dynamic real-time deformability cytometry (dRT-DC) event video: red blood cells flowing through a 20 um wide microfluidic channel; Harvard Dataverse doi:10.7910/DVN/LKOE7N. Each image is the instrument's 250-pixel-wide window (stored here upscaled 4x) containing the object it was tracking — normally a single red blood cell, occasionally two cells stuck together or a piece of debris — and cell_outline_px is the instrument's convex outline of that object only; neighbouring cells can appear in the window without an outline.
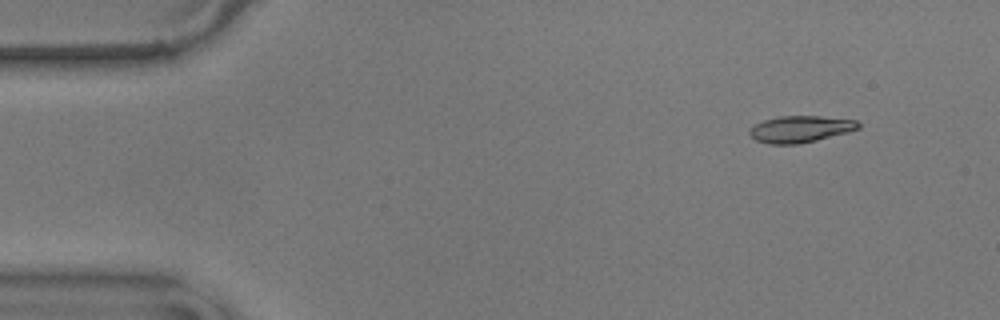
{"species": "common noctule bat (a hibernating species)", "species_latin": "Nyctalus noctula", "temperature_condition": "warm", "stored_images_in_passage": 45, "camera_frame_rate_fps": 3000, "um_per_image_px": 0.085, "animal": {"sex": "male", "body_mass_g": 17.9}, "frame": {"image": 1, "passage_image": 1, "time_ms": 0.0, "image_size_px": [1000, 320], "cell_outline_px": [[860, 128], [848, 132], [816, 140], [796, 144], [768, 144], [756, 140], [748, 132], [756, 124], [764, 120], [780, 116], [820, 116], [856, 120], [860, 124]], "centroid_in_image_um": [68.05, 10.97], "position_along_channel_um": 17.0, "area_um2": 16.7}}
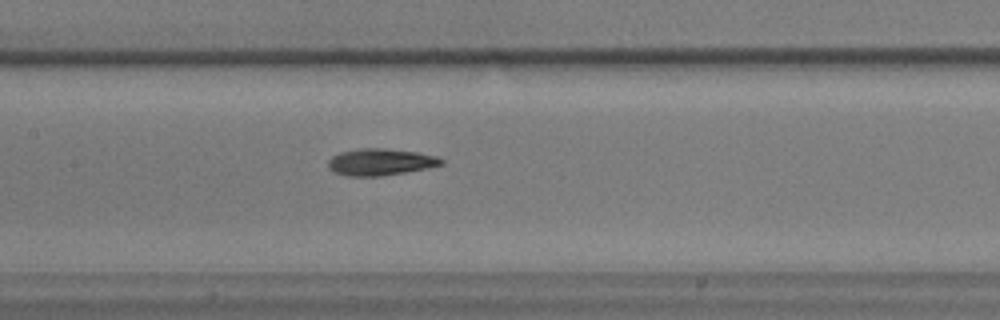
{"frame": {"image": 2, "passage_image": 22, "time_ms": 7.0, "image_size_px": [1000, 320], "cell_outline_px": [[444, 164], [428, 168], [380, 176], [348, 176], [336, 172], [328, 168], [328, 160], [332, 156], [340, 152], [360, 148], [384, 148], [416, 152], [436, 156], [444, 160]], "centroid_in_image_um": [32.33, 13.76], "position_along_channel_um": 175.1, "area_um2": 17.57}}
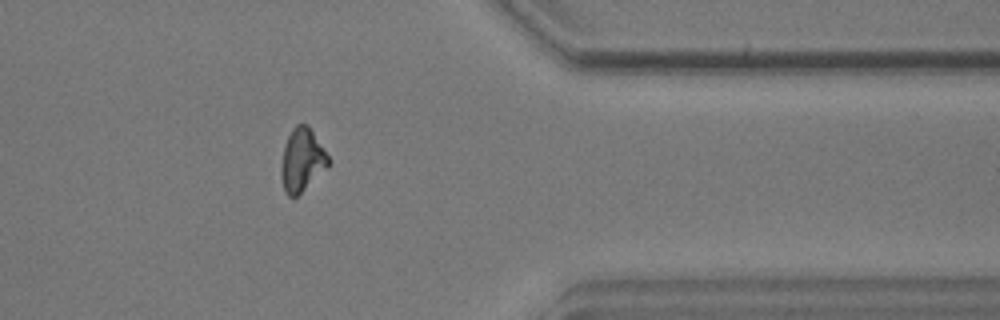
{"frame": {"image": 3, "passage_image": 41, "time_ms": 13.333, "image_size_px": [1000, 320], "cell_outline_px": [[332, 164], [296, 196], [288, 196], [284, 192], [280, 176], [280, 168], [284, 148], [288, 136], [292, 128], [296, 124], [308, 124], [332, 160]], "centroid_in_image_um": [25.69, 13.59], "position_along_channel_um": 385.7, "area_um2": 17.57}}